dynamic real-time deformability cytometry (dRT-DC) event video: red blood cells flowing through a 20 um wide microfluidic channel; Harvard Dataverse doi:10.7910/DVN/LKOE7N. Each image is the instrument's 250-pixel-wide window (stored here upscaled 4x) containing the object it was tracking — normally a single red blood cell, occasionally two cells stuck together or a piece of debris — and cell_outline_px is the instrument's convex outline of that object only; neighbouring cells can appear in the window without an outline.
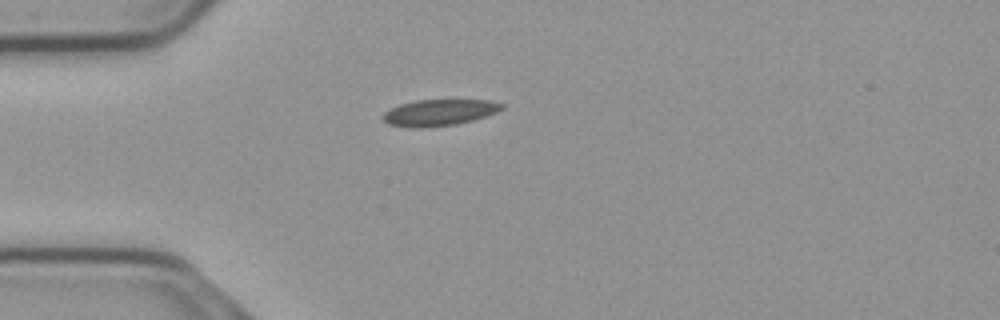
{"species": "common noctule bat (a hibernating species)", "species_latin": "Nyctalus noctula", "temperature_condition": "cold", "stored_images_in_passage": 36, "camera_frame_rate_fps": 3000, "um_per_image_px": 0.085, "animal": {"sex": "male", "body_mass_g": 23.1, "forearm_length_mm": 52.7}, "frame": {"image": 1, "passage_image": 1, "time_ms": 0.0, "image_size_px": [1000, 320], "cell_outline_px": [[504, 108], [496, 112], [472, 120], [456, 124], [420, 128], [408, 128], [388, 124], [380, 116], [384, 112], [400, 104], [416, 100], [492, 100], [504, 104]], "centroid_in_image_um": [37.31, 9.57], "position_along_channel_um": 47.7, "area_um2": 18.26}}
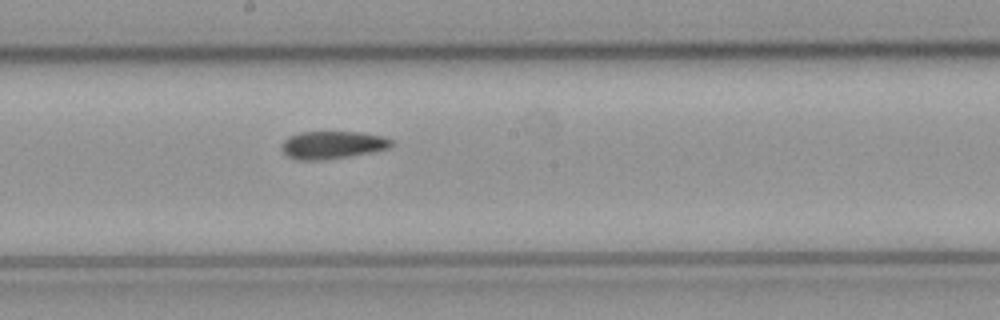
{"frame": {"image": 2, "passage_image": 16, "time_ms": 5.0, "image_size_px": [1000, 320], "cell_outline_px": [[396, 144], [388, 148], [372, 152], [324, 160], [296, 160], [288, 156], [280, 148], [284, 140], [288, 136], [300, 132], [360, 132], [384, 136], [392, 140]], "centroid_in_image_um": [28.27, 12.31], "position_along_channel_um": 219.9, "area_um2": 17.86}}
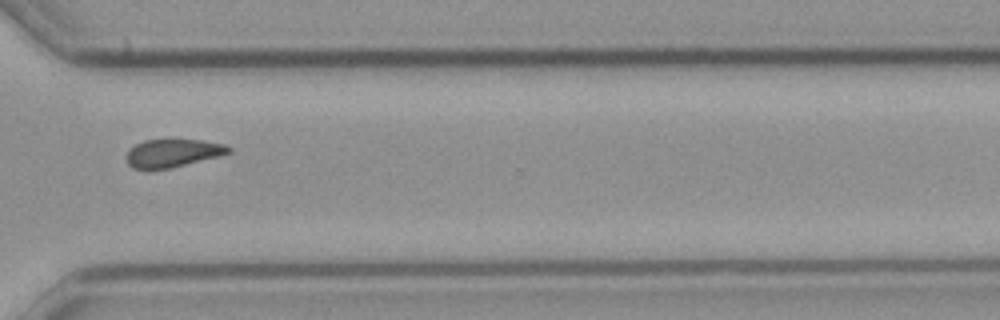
{"frame": {"image": 3, "passage_image": 27, "time_ms": 8.667, "image_size_px": [1000, 320], "cell_outline_px": [[232, 152], [220, 156], [168, 168], [132, 168], [128, 164], [124, 156], [136, 144], [144, 140], [200, 140], [224, 144], [232, 148]], "centroid_in_image_um": [14.7, 13.0], "position_along_channel_um": 355.9, "area_um2": 16.42}}